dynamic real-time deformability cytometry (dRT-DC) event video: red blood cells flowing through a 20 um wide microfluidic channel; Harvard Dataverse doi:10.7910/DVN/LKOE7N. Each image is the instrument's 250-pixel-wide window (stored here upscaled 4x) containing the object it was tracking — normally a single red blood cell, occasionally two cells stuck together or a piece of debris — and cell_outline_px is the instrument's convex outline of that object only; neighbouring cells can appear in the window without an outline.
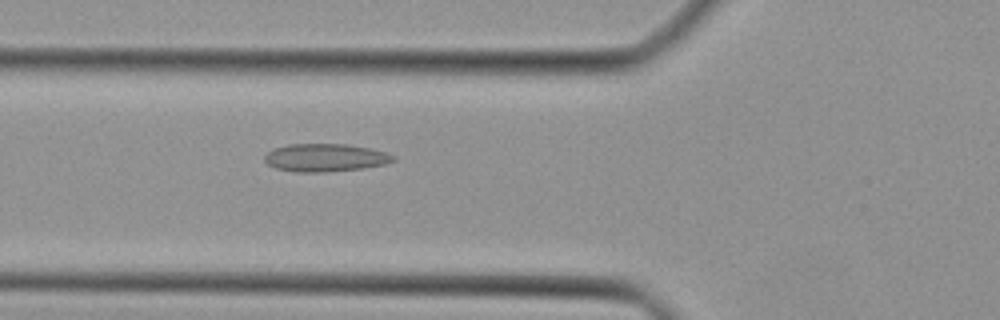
{"species": "Egyptian fruit bat (a non-hibernating species)", "species_latin": "Rousettus aegyptiacus", "temperature_condition": "cold", "stored_images_in_passage": 26, "camera_frame_rate_fps": 3000, "um_per_image_px": 0.085, "animal": {"sex": "female"}, "frame": {"image": 1, "passage_image": 5, "time_ms": 1.333, "image_size_px": [1000, 320], "cell_outline_px": [[396, 160], [384, 164], [364, 168], [324, 172], [296, 172], [276, 168], [268, 164], [264, 160], [264, 156], [268, 152], [276, 148], [288, 144], [348, 144], [368, 148], [384, 152], [396, 156]], "centroid_in_image_um": [27.65, 13.4], "position_along_channel_um": 98.1, "area_um2": 20.81}}
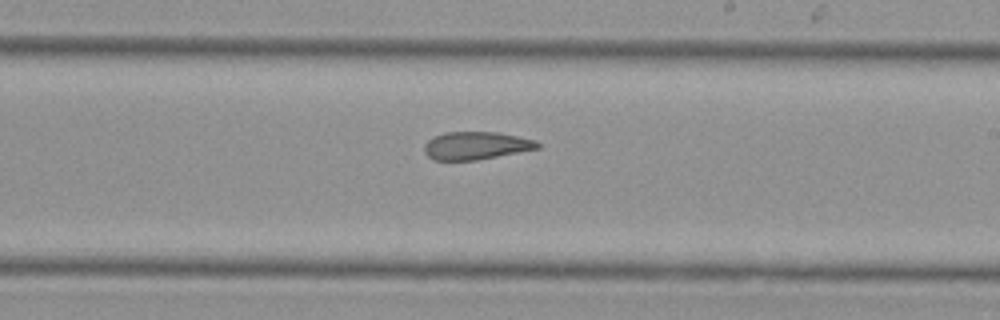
{"frame": {"image": 2, "passage_image": 15, "time_ms": 4.667, "image_size_px": [1000, 320], "cell_outline_px": [[540, 148], [476, 160], [432, 160], [424, 152], [424, 144], [432, 136], [444, 132], [496, 132], [536, 140], [540, 144]], "centroid_in_image_um": [40.42, 12.37], "position_along_channel_um": 248.6, "area_um2": 18.38}}
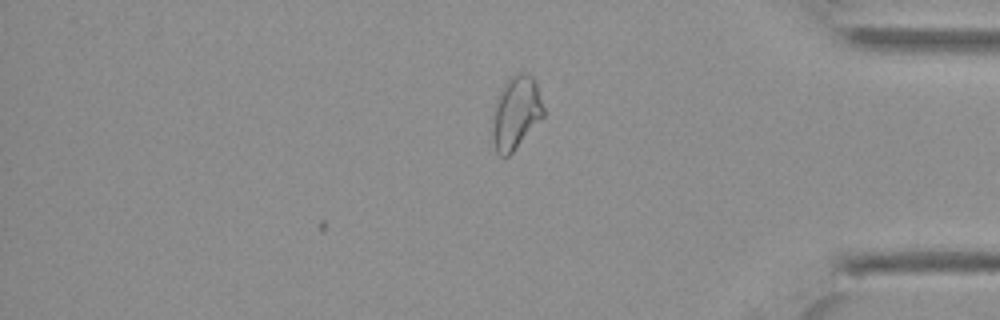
{"frame": {"image": 3, "passage_image": 26, "time_ms": 8.333, "image_size_px": [1000, 320], "cell_outline_px": [[544, 116], [512, 152], [508, 156], [500, 156], [496, 152], [492, 140], [492, 116], [496, 96], [504, 84], [512, 76], [520, 72], [524, 72], [532, 76], [536, 84], [544, 108]], "centroid_in_image_um": [43.82, 9.59], "position_along_channel_um": 391.4, "area_um2": 21.73}}